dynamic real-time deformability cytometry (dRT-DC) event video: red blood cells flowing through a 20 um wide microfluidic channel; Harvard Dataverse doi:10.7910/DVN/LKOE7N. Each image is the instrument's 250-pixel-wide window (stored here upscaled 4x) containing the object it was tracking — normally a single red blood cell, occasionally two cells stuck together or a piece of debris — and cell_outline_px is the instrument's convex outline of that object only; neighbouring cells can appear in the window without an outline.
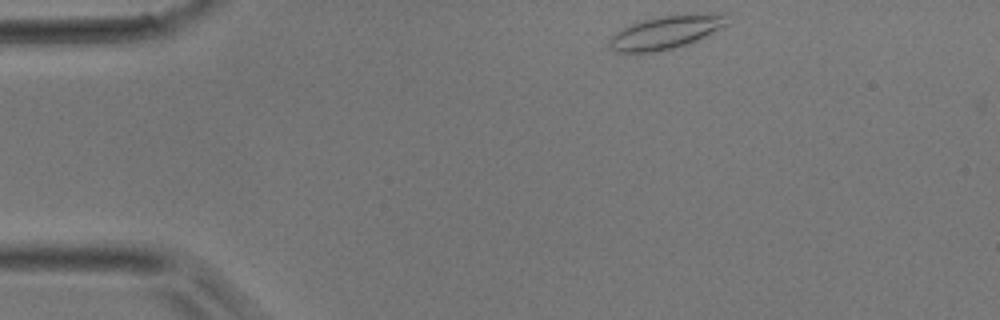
{"species": "common noctule bat (a hibernating species)", "species_latin": "Nyctalus noctula", "temperature_condition": "room temperature", "stored_images_in_passage": 3, "camera_frame_rate_fps": 3000, "um_per_image_px": 0.085, "animal": {"sex": "male", "body_mass_g": 17.9}, "frame": {"image": 1, "passage_image": 1, "time_ms": 0.0, "image_size_px": [1000, 320], "cell_outline_px": [[728, 24], [688, 44], [672, 48], [652, 52], [616, 52], [608, 44], [608, 40], [616, 32], [632, 24], [644, 20], [660, 16], [708, 12], [728, 12]], "centroid_in_image_um": [56.67, 2.71], "position_along_channel_um": 28.3, "area_um2": 22.77}}